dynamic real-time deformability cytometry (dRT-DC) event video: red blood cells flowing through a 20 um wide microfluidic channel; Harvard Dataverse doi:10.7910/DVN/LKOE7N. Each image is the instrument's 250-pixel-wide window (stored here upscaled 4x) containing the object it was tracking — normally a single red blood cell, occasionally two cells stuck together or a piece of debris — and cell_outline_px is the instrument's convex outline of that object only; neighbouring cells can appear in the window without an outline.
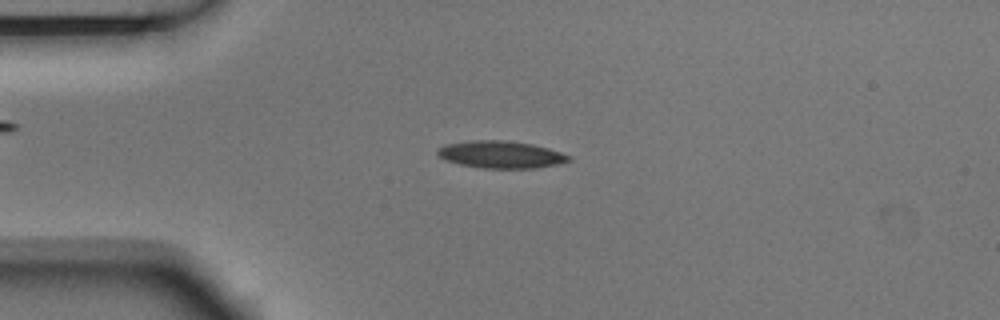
{"species": "Egyptian fruit bat (a non-hibernating species)", "species_latin": "Rousettus aegyptiacus", "temperature_condition": "room temperature", "stored_images_in_passage": 6, "camera_frame_rate_fps": 3000, "um_per_image_px": 0.085, "animal": {"sex": "male"}, "frame": {"image": 1, "passage_image": 2, "time_ms": 0.333, "image_size_px": [1000, 320], "cell_outline_px": [[572, 160], [560, 164], [536, 168], [484, 168], [460, 164], [444, 160], [436, 152], [436, 148], [444, 144], [468, 140], [508, 140], [532, 144], [548, 148], [572, 156]], "centroid_in_image_um": [42.57, 13.13], "position_along_channel_um": 42.4, "area_um2": 21.1}}
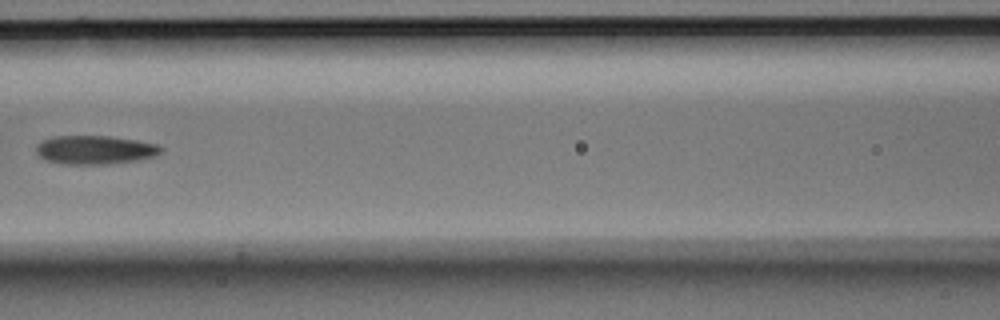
{"frame": {"image": 2, "passage_image": 5, "time_ms": 1.333, "image_size_px": [1000, 320], "cell_outline_px": [[164, 148], [156, 156], [136, 160], [108, 164], [60, 164], [44, 160], [36, 152], [36, 144], [40, 140], [52, 136], [108, 136], [136, 140], [156, 144]], "centroid_in_image_um": [8.02, 12.74], "position_along_channel_um": 158.6, "area_um2": 21.04}}
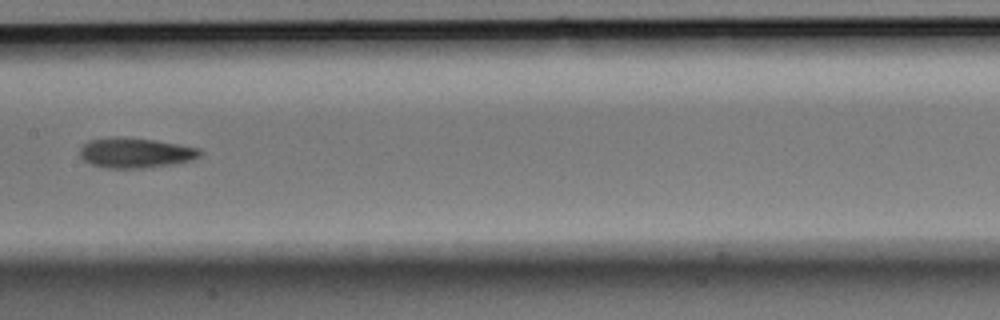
{"frame": {"image": 3, "passage_image": 6, "time_ms": 1.667, "image_size_px": [1000, 320], "cell_outline_px": [[204, 152], [200, 156], [192, 160], [172, 164], [144, 168], [108, 168], [92, 164], [84, 160], [80, 156], [80, 148], [88, 140], [116, 136], [156, 140], [200, 148]], "centroid_in_image_um": [11.53, 12.98], "position_along_channel_um": 195.9, "area_um2": 21.15}}